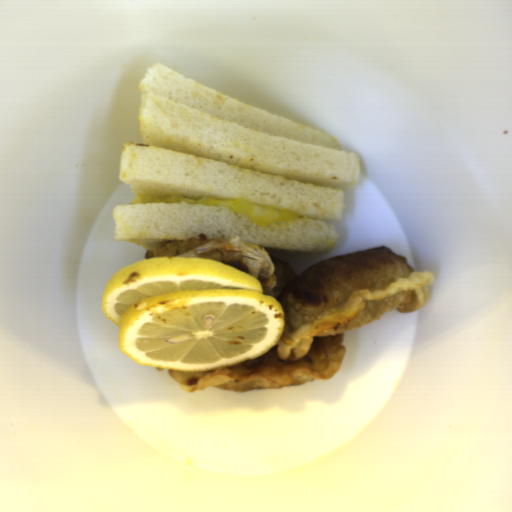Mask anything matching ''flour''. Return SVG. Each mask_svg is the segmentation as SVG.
<instances>
[{
    "label": "flour",
    "mask_w": 512,
    "mask_h": 512,
    "mask_svg": "<svg viewBox=\"0 0 512 512\" xmlns=\"http://www.w3.org/2000/svg\"><path fill=\"white\" fill-rule=\"evenodd\" d=\"M270 257V256H269ZM276 287L265 294L283 307V332L263 355L214 370H168L184 391L278 390L332 378L343 364L344 333L380 321L390 311L427 305L434 272L416 271L387 247L331 258L306 271L270 257Z\"/></svg>",
    "instance_id": "obj_1"
}]
</instances>
